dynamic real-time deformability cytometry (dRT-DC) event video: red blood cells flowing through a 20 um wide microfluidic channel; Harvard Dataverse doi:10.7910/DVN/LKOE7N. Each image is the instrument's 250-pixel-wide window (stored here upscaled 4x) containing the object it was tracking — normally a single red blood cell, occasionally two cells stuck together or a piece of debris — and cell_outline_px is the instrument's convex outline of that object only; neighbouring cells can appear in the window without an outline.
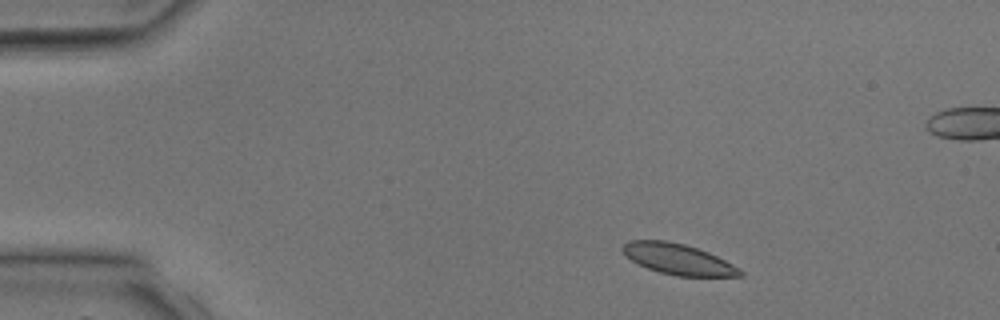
{"species": "common noctule bat (a hibernating species)", "species_latin": "Nyctalus noctula", "temperature_condition": "room temperature", "stored_images_in_passage": 2, "camera_frame_rate_fps": 3000, "um_per_image_px": 0.085, "animal": {"sex": "male", "body_mass_g": 17.9, "forearm_length_mm": 54.2}, "frame": {"image": 1, "passage_image": 1, "time_ms": 0.0, "image_size_px": [1000, 320], "cell_outline_px": [[744, 276], [676, 276], [660, 272], [648, 268], [624, 256], [620, 248], [628, 240], [664, 240], [684, 244], [708, 252], [732, 264], [744, 272]], "centroid_in_image_um": [57.6, 22.02], "position_along_channel_um": 27.4, "area_um2": 20.92}}